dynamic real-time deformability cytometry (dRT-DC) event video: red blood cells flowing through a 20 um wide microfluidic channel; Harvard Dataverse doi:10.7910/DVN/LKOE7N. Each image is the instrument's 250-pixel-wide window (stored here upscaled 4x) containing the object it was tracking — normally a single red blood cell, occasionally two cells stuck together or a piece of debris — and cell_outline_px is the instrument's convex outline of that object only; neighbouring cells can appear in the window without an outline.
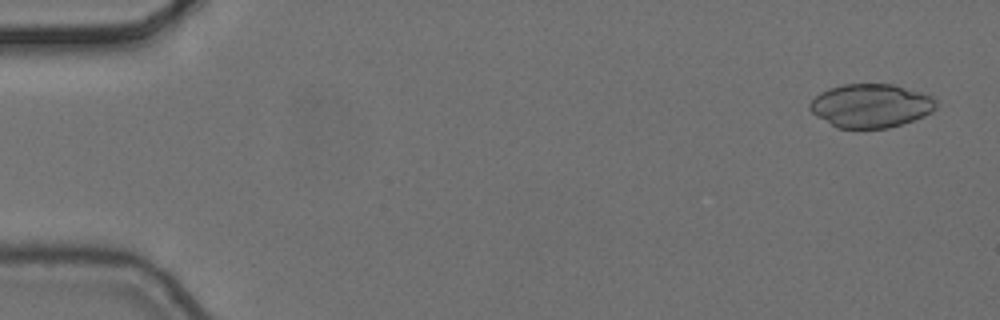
{"species": "common noctule bat (a hibernating species)", "species_latin": "Nyctalus noctula", "temperature_condition": "cold", "stored_images_in_passage": 6, "segment_of_instrument_passage": [2, 2], "camera_frame_rate_fps": 3000, "um_per_image_px": 0.085, "animal": {"sex": "female", "body_mass_g": 24.6, "forearm_length_mm": 56.2}, "frame": {"image": 1, "passage_image": 6, "time_ms": 1.667, "image_size_px": [1000, 320], "cell_outline_px": [[936, 108], [932, 112], [924, 116], [888, 128], [836, 128], [816, 116], [808, 108], [808, 104], [820, 92], [828, 88], [844, 84], [892, 84], [920, 92], [932, 96], [936, 100]], "centroid_in_image_um": [73.99, 8.98], "position_along_channel_um": 11.0, "area_um2": 32.14}}